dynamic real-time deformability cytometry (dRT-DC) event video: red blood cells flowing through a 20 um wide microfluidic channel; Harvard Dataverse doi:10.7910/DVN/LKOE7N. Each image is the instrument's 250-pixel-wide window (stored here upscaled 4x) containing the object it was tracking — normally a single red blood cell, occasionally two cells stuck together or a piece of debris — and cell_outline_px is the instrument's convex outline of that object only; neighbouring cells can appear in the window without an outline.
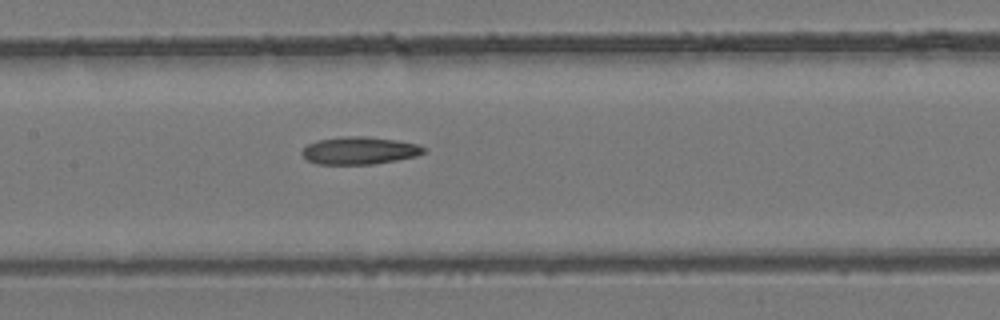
{"species": "common noctule bat (a hibernating species)", "species_latin": "Nyctalus noctula", "temperature_condition": "room temperature", "stored_images_in_passage": 7, "camera_frame_rate_fps": 3000, "um_per_image_px": 0.085, "animal": {"sex": "female", "body_mass_g": 24.6, "forearm_length_mm": 56.2}, "frame": {"image": 1, "passage_image": 7, "time_ms": 2.0, "image_size_px": [1000, 320], "cell_outline_px": [[428, 148], [424, 152], [416, 156], [396, 160], [372, 164], [316, 164], [308, 160], [300, 152], [308, 144], [320, 140], [344, 136], [368, 136], [396, 140], [416, 144]], "centroid_in_image_um": [30.57, 12.79], "position_along_channel_um": 176.8, "area_um2": 19.42}}